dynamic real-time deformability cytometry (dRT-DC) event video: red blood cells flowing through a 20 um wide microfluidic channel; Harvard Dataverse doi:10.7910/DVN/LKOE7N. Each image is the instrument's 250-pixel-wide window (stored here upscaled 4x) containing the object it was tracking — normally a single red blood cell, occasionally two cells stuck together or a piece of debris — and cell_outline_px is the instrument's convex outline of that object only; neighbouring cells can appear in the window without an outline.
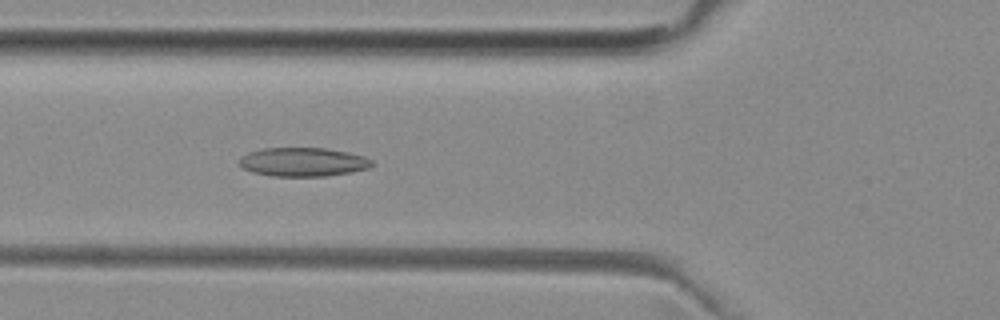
{"species": "common noctule bat (a hibernating species)", "species_latin": "Nyctalus noctula", "temperature_condition": "room temperature", "stored_images_in_passage": 41, "camera_frame_rate_fps": 3000, "um_per_image_px": 0.085, "animal": {"sex": "female", "body_mass_g": 29.2, "forearm_length_mm": 56.3}, "frame": {"image": 1, "passage_image": 8, "time_ms": 2.333, "image_size_px": [1000, 320], "cell_outline_px": [[372, 164], [368, 168], [352, 172], [324, 176], [272, 176], [252, 172], [244, 168], [240, 164], [240, 156], [248, 152], [260, 148], [324, 148], [348, 152], [364, 156], [372, 160]], "centroid_in_image_um": [25.74, 13.76], "position_along_channel_um": 100.1, "area_um2": 22.25}}
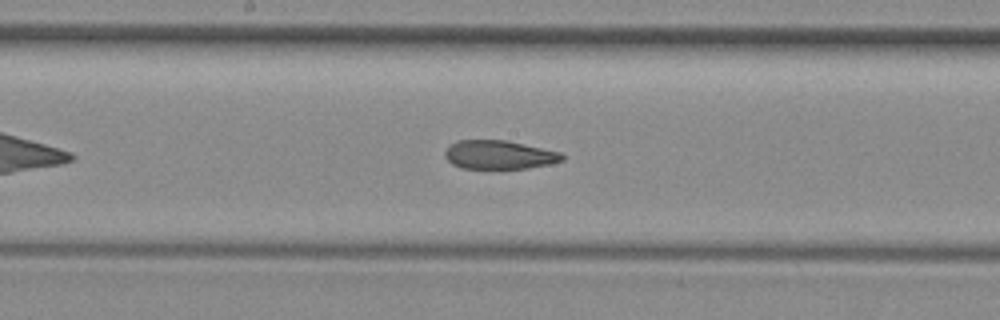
{"frame": {"image": 2, "passage_image": 16, "time_ms": 5.0, "image_size_px": [1000, 320], "cell_outline_px": [[564, 160], [552, 164], [528, 168], [460, 168], [452, 164], [444, 156], [444, 152], [456, 140], [508, 140], [560, 152], [564, 156]], "centroid_in_image_um": [42.44, 13.15], "position_along_channel_um": 205.8, "area_um2": 19.65}}
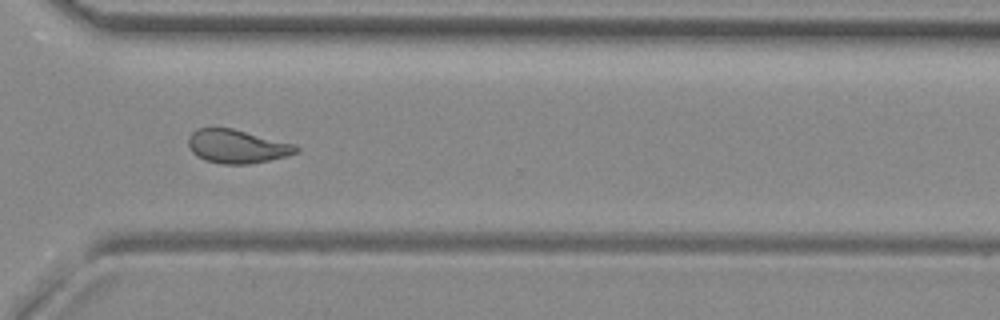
{"frame": {"image": 3, "passage_image": 27, "time_ms": 8.667, "image_size_px": [1000, 320], "cell_outline_px": [[300, 152], [288, 156], [248, 164], [220, 164], [204, 160], [192, 152], [188, 144], [188, 136], [196, 128], [232, 128], [296, 144], [300, 148]], "centroid_in_image_um": [20.17, 12.44], "position_along_channel_um": 350.4, "area_um2": 21.27}, "authors_computed_cell_mechanics": {"area_um2": 21.386, "velocity_mm_per_s": 3.9558, "shape_relaxation_time_tau1_ms": null, "shape_relaxation_time_tau2_ms": 2.6126, "deformation_change_tau1": null, "deformation_change_tau2": 0.1013}}